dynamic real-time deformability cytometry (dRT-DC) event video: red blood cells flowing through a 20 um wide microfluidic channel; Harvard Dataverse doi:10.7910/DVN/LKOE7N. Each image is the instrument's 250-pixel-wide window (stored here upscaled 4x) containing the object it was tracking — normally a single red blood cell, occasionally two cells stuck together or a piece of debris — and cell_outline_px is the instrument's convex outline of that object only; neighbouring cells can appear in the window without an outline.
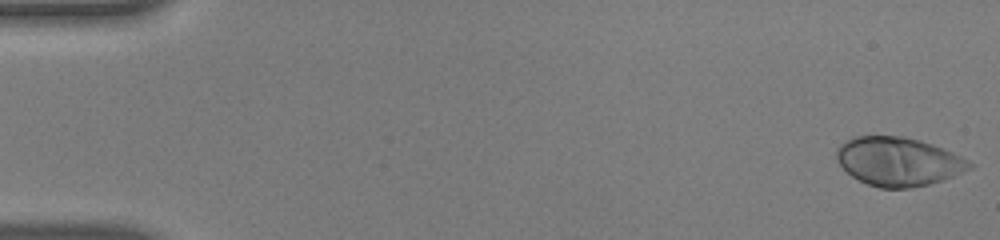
{"species": "human", "species_latin": "Homo sapiens", "temperature_condition": "warm", "stored_images_in_passage": 54, "camera_frame_rate_fps": 3000, "um_per_image_px": 0.085, "donor": {"sex": "male"}, "frame": {"image": 1, "passage_image": 1, "time_ms": 0.0, "image_size_px": [1000, 240], "cell_outline_px": [[976, 164], [972, 168], [952, 176], [928, 184], [908, 188], [880, 188], [868, 184], [852, 176], [836, 160], [836, 148], [844, 140], [856, 136], [904, 136], [920, 140], [932, 144], [952, 152]], "centroid_in_image_um": [76.34, 13.71], "position_along_channel_um": 8.7, "area_um2": 37.63}}
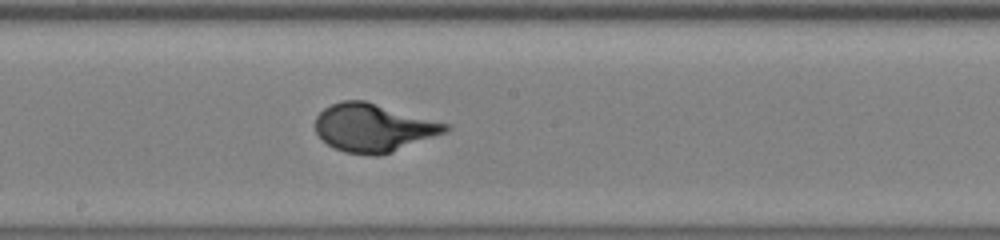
{"frame": {"image": 2, "passage_image": 30, "time_ms": 9.667, "image_size_px": [1000, 240], "cell_outline_px": [[452, 128], [448, 132], [392, 152], [380, 156], [372, 156], [344, 152], [332, 148], [316, 132], [316, 116], [324, 108], [332, 104], [344, 100], [364, 100], [452, 124]], "centroid_in_image_um": [31.8, 10.86], "position_along_channel_um": 216.4, "area_um2": 36.82}}
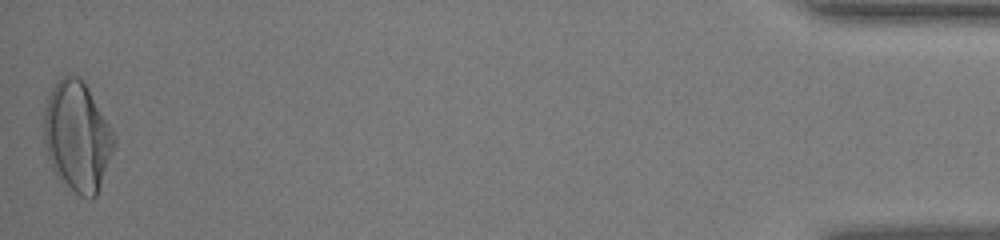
{"frame": {"image": 3, "passage_image": 54, "time_ms": 17.667, "image_size_px": [1000, 240], "cell_outline_px": [[116, 144], [96, 196], [80, 196], [60, 180], [48, 160], [44, 140], [44, 112], [48, 96], [56, 80], [68, 72], [76, 76], [88, 88], [112, 128], [116, 136]], "centroid_in_image_um": [6.57, 11.57], "position_along_channel_um": 428.6, "area_um2": 44.85}}